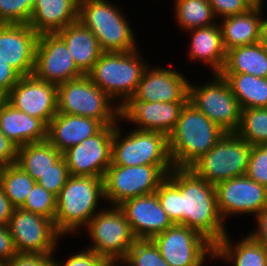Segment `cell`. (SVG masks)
Masks as SVG:
<instances>
[{
	"mask_svg": "<svg viewBox=\"0 0 267 266\" xmlns=\"http://www.w3.org/2000/svg\"><path fill=\"white\" fill-rule=\"evenodd\" d=\"M57 34L66 43L76 67L86 75L103 52L95 35L79 20Z\"/></svg>",
	"mask_w": 267,
	"mask_h": 266,
	"instance_id": "cell-26",
	"label": "cell"
},
{
	"mask_svg": "<svg viewBox=\"0 0 267 266\" xmlns=\"http://www.w3.org/2000/svg\"><path fill=\"white\" fill-rule=\"evenodd\" d=\"M0 266H8V261L0 259Z\"/></svg>",
	"mask_w": 267,
	"mask_h": 266,
	"instance_id": "cell-53",
	"label": "cell"
},
{
	"mask_svg": "<svg viewBox=\"0 0 267 266\" xmlns=\"http://www.w3.org/2000/svg\"><path fill=\"white\" fill-rule=\"evenodd\" d=\"M104 266H126V264L122 260H109L104 264Z\"/></svg>",
	"mask_w": 267,
	"mask_h": 266,
	"instance_id": "cell-51",
	"label": "cell"
},
{
	"mask_svg": "<svg viewBox=\"0 0 267 266\" xmlns=\"http://www.w3.org/2000/svg\"><path fill=\"white\" fill-rule=\"evenodd\" d=\"M33 75L59 85L84 74L76 67L64 40L57 33L38 36Z\"/></svg>",
	"mask_w": 267,
	"mask_h": 266,
	"instance_id": "cell-15",
	"label": "cell"
},
{
	"mask_svg": "<svg viewBox=\"0 0 267 266\" xmlns=\"http://www.w3.org/2000/svg\"><path fill=\"white\" fill-rule=\"evenodd\" d=\"M162 209L173 224H180V190L166 178L155 191Z\"/></svg>",
	"mask_w": 267,
	"mask_h": 266,
	"instance_id": "cell-38",
	"label": "cell"
},
{
	"mask_svg": "<svg viewBox=\"0 0 267 266\" xmlns=\"http://www.w3.org/2000/svg\"><path fill=\"white\" fill-rule=\"evenodd\" d=\"M229 84L241 109L267 108V78L243 73H219Z\"/></svg>",
	"mask_w": 267,
	"mask_h": 266,
	"instance_id": "cell-30",
	"label": "cell"
},
{
	"mask_svg": "<svg viewBox=\"0 0 267 266\" xmlns=\"http://www.w3.org/2000/svg\"><path fill=\"white\" fill-rule=\"evenodd\" d=\"M8 266H54L53 254H20L10 260Z\"/></svg>",
	"mask_w": 267,
	"mask_h": 266,
	"instance_id": "cell-43",
	"label": "cell"
},
{
	"mask_svg": "<svg viewBox=\"0 0 267 266\" xmlns=\"http://www.w3.org/2000/svg\"><path fill=\"white\" fill-rule=\"evenodd\" d=\"M121 125L120 118L113 130L111 165H173L166 134L138 129L124 134Z\"/></svg>",
	"mask_w": 267,
	"mask_h": 266,
	"instance_id": "cell-7",
	"label": "cell"
},
{
	"mask_svg": "<svg viewBox=\"0 0 267 266\" xmlns=\"http://www.w3.org/2000/svg\"><path fill=\"white\" fill-rule=\"evenodd\" d=\"M220 73H243L267 78V49L258 42L228 50Z\"/></svg>",
	"mask_w": 267,
	"mask_h": 266,
	"instance_id": "cell-29",
	"label": "cell"
},
{
	"mask_svg": "<svg viewBox=\"0 0 267 266\" xmlns=\"http://www.w3.org/2000/svg\"><path fill=\"white\" fill-rule=\"evenodd\" d=\"M261 8H250L246 13L220 20L225 51L259 42Z\"/></svg>",
	"mask_w": 267,
	"mask_h": 266,
	"instance_id": "cell-28",
	"label": "cell"
},
{
	"mask_svg": "<svg viewBox=\"0 0 267 266\" xmlns=\"http://www.w3.org/2000/svg\"><path fill=\"white\" fill-rule=\"evenodd\" d=\"M186 102H126L120 108L121 121L134 124V129L172 132Z\"/></svg>",
	"mask_w": 267,
	"mask_h": 266,
	"instance_id": "cell-20",
	"label": "cell"
},
{
	"mask_svg": "<svg viewBox=\"0 0 267 266\" xmlns=\"http://www.w3.org/2000/svg\"><path fill=\"white\" fill-rule=\"evenodd\" d=\"M136 239H152L173 226L154 193L128 199L119 205Z\"/></svg>",
	"mask_w": 267,
	"mask_h": 266,
	"instance_id": "cell-21",
	"label": "cell"
},
{
	"mask_svg": "<svg viewBox=\"0 0 267 266\" xmlns=\"http://www.w3.org/2000/svg\"><path fill=\"white\" fill-rule=\"evenodd\" d=\"M36 181L18 164L0 167V186L14 208H20Z\"/></svg>",
	"mask_w": 267,
	"mask_h": 266,
	"instance_id": "cell-33",
	"label": "cell"
},
{
	"mask_svg": "<svg viewBox=\"0 0 267 266\" xmlns=\"http://www.w3.org/2000/svg\"><path fill=\"white\" fill-rule=\"evenodd\" d=\"M264 10L265 8H261L259 43L267 49V16L264 15Z\"/></svg>",
	"mask_w": 267,
	"mask_h": 266,
	"instance_id": "cell-49",
	"label": "cell"
},
{
	"mask_svg": "<svg viewBox=\"0 0 267 266\" xmlns=\"http://www.w3.org/2000/svg\"><path fill=\"white\" fill-rule=\"evenodd\" d=\"M151 240L170 266H203L209 258L214 259V245L184 225L174 224Z\"/></svg>",
	"mask_w": 267,
	"mask_h": 266,
	"instance_id": "cell-12",
	"label": "cell"
},
{
	"mask_svg": "<svg viewBox=\"0 0 267 266\" xmlns=\"http://www.w3.org/2000/svg\"><path fill=\"white\" fill-rule=\"evenodd\" d=\"M167 178L180 190V225L198 231L215 246L229 233L217 208L215 185L189 168H173Z\"/></svg>",
	"mask_w": 267,
	"mask_h": 266,
	"instance_id": "cell-1",
	"label": "cell"
},
{
	"mask_svg": "<svg viewBox=\"0 0 267 266\" xmlns=\"http://www.w3.org/2000/svg\"><path fill=\"white\" fill-rule=\"evenodd\" d=\"M173 165H110L104 176V198L109 205L119 206L128 199L154 193Z\"/></svg>",
	"mask_w": 267,
	"mask_h": 266,
	"instance_id": "cell-9",
	"label": "cell"
},
{
	"mask_svg": "<svg viewBox=\"0 0 267 266\" xmlns=\"http://www.w3.org/2000/svg\"><path fill=\"white\" fill-rule=\"evenodd\" d=\"M215 188L217 208L224 222L241 214L255 217L267 205V188L247 175L220 182Z\"/></svg>",
	"mask_w": 267,
	"mask_h": 266,
	"instance_id": "cell-16",
	"label": "cell"
},
{
	"mask_svg": "<svg viewBox=\"0 0 267 266\" xmlns=\"http://www.w3.org/2000/svg\"><path fill=\"white\" fill-rule=\"evenodd\" d=\"M189 82L182 72L148 64L134 95L127 102H187Z\"/></svg>",
	"mask_w": 267,
	"mask_h": 266,
	"instance_id": "cell-17",
	"label": "cell"
},
{
	"mask_svg": "<svg viewBox=\"0 0 267 266\" xmlns=\"http://www.w3.org/2000/svg\"><path fill=\"white\" fill-rule=\"evenodd\" d=\"M72 254L63 261L56 259L54 257L56 255L54 252V266H104V264L108 261L105 257L98 255L92 249L87 247L83 250L81 249L80 252Z\"/></svg>",
	"mask_w": 267,
	"mask_h": 266,
	"instance_id": "cell-41",
	"label": "cell"
},
{
	"mask_svg": "<svg viewBox=\"0 0 267 266\" xmlns=\"http://www.w3.org/2000/svg\"><path fill=\"white\" fill-rule=\"evenodd\" d=\"M8 227L20 254H53L64 238L49 218L22 208H14Z\"/></svg>",
	"mask_w": 267,
	"mask_h": 266,
	"instance_id": "cell-13",
	"label": "cell"
},
{
	"mask_svg": "<svg viewBox=\"0 0 267 266\" xmlns=\"http://www.w3.org/2000/svg\"><path fill=\"white\" fill-rule=\"evenodd\" d=\"M104 125L97 119L56 113L47 126V140L60 152L97 134Z\"/></svg>",
	"mask_w": 267,
	"mask_h": 266,
	"instance_id": "cell-22",
	"label": "cell"
},
{
	"mask_svg": "<svg viewBox=\"0 0 267 266\" xmlns=\"http://www.w3.org/2000/svg\"><path fill=\"white\" fill-rule=\"evenodd\" d=\"M114 125L104 126L97 134L63 152L71 176L104 178L111 165Z\"/></svg>",
	"mask_w": 267,
	"mask_h": 266,
	"instance_id": "cell-14",
	"label": "cell"
},
{
	"mask_svg": "<svg viewBox=\"0 0 267 266\" xmlns=\"http://www.w3.org/2000/svg\"><path fill=\"white\" fill-rule=\"evenodd\" d=\"M18 147L0 130V167L17 162Z\"/></svg>",
	"mask_w": 267,
	"mask_h": 266,
	"instance_id": "cell-45",
	"label": "cell"
},
{
	"mask_svg": "<svg viewBox=\"0 0 267 266\" xmlns=\"http://www.w3.org/2000/svg\"><path fill=\"white\" fill-rule=\"evenodd\" d=\"M172 2H174V20L182 32L212 25L218 21L208 0H174Z\"/></svg>",
	"mask_w": 267,
	"mask_h": 266,
	"instance_id": "cell-32",
	"label": "cell"
},
{
	"mask_svg": "<svg viewBox=\"0 0 267 266\" xmlns=\"http://www.w3.org/2000/svg\"><path fill=\"white\" fill-rule=\"evenodd\" d=\"M254 221L257 227L248 233L267 247V205L254 217Z\"/></svg>",
	"mask_w": 267,
	"mask_h": 266,
	"instance_id": "cell-47",
	"label": "cell"
},
{
	"mask_svg": "<svg viewBox=\"0 0 267 266\" xmlns=\"http://www.w3.org/2000/svg\"><path fill=\"white\" fill-rule=\"evenodd\" d=\"M34 0H0V24H28Z\"/></svg>",
	"mask_w": 267,
	"mask_h": 266,
	"instance_id": "cell-37",
	"label": "cell"
},
{
	"mask_svg": "<svg viewBox=\"0 0 267 266\" xmlns=\"http://www.w3.org/2000/svg\"><path fill=\"white\" fill-rule=\"evenodd\" d=\"M138 49L128 52H102L86 74L120 108L134 95L143 71L149 64Z\"/></svg>",
	"mask_w": 267,
	"mask_h": 266,
	"instance_id": "cell-4",
	"label": "cell"
},
{
	"mask_svg": "<svg viewBox=\"0 0 267 266\" xmlns=\"http://www.w3.org/2000/svg\"><path fill=\"white\" fill-rule=\"evenodd\" d=\"M242 237L235 242L227 233L214 246V261L221 259L232 266H267V247L249 233Z\"/></svg>",
	"mask_w": 267,
	"mask_h": 266,
	"instance_id": "cell-27",
	"label": "cell"
},
{
	"mask_svg": "<svg viewBox=\"0 0 267 266\" xmlns=\"http://www.w3.org/2000/svg\"><path fill=\"white\" fill-rule=\"evenodd\" d=\"M225 133L187 101L181 109L176 126L168 135L169 153L174 168H189Z\"/></svg>",
	"mask_w": 267,
	"mask_h": 266,
	"instance_id": "cell-2",
	"label": "cell"
},
{
	"mask_svg": "<svg viewBox=\"0 0 267 266\" xmlns=\"http://www.w3.org/2000/svg\"><path fill=\"white\" fill-rule=\"evenodd\" d=\"M212 76V80L201 85L189 82L188 101L223 131L235 133L240 124L241 108L228 82L220 74Z\"/></svg>",
	"mask_w": 267,
	"mask_h": 266,
	"instance_id": "cell-11",
	"label": "cell"
},
{
	"mask_svg": "<svg viewBox=\"0 0 267 266\" xmlns=\"http://www.w3.org/2000/svg\"><path fill=\"white\" fill-rule=\"evenodd\" d=\"M84 227L91 240L87 248L109 260H123L137 240L119 206L102 207ZM105 208V209H104Z\"/></svg>",
	"mask_w": 267,
	"mask_h": 266,
	"instance_id": "cell-10",
	"label": "cell"
},
{
	"mask_svg": "<svg viewBox=\"0 0 267 266\" xmlns=\"http://www.w3.org/2000/svg\"><path fill=\"white\" fill-rule=\"evenodd\" d=\"M246 175L267 188V144L251 147Z\"/></svg>",
	"mask_w": 267,
	"mask_h": 266,
	"instance_id": "cell-39",
	"label": "cell"
},
{
	"mask_svg": "<svg viewBox=\"0 0 267 266\" xmlns=\"http://www.w3.org/2000/svg\"><path fill=\"white\" fill-rule=\"evenodd\" d=\"M20 208L49 218L54 222L56 196L36 182Z\"/></svg>",
	"mask_w": 267,
	"mask_h": 266,
	"instance_id": "cell-36",
	"label": "cell"
},
{
	"mask_svg": "<svg viewBox=\"0 0 267 266\" xmlns=\"http://www.w3.org/2000/svg\"><path fill=\"white\" fill-rule=\"evenodd\" d=\"M16 254L9 227L0 225V259L8 261Z\"/></svg>",
	"mask_w": 267,
	"mask_h": 266,
	"instance_id": "cell-46",
	"label": "cell"
},
{
	"mask_svg": "<svg viewBox=\"0 0 267 266\" xmlns=\"http://www.w3.org/2000/svg\"><path fill=\"white\" fill-rule=\"evenodd\" d=\"M102 200L105 201L103 178L70 175L56 197V230L63 237L82 234L80 231L99 211Z\"/></svg>",
	"mask_w": 267,
	"mask_h": 266,
	"instance_id": "cell-3",
	"label": "cell"
},
{
	"mask_svg": "<svg viewBox=\"0 0 267 266\" xmlns=\"http://www.w3.org/2000/svg\"><path fill=\"white\" fill-rule=\"evenodd\" d=\"M0 130L18 148L47 140V126L40 119L15 109L6 100L0 107Z\"/></svg>",
	"mask_w": 267,
	"mask_h": 266,
	"instance_id": "cell-25",
	"label": "cell"
},
{
	"mask_svg": "<svg viewBox=\"0 0 267 266\" xmlns=\"http://www.w3.org/2000/svg\"><path fill=\"white\" fill-rule=\"evenodd\" d=\"M20 77L11 65L0 59V94L6 97Z\"/></svg>",
	"mask_w": 267,
	"mask_h": 266,
	"instance_id": "cell-44",
	"label": "cell"
},
{
	"mask_svg": "<svg viewBox=\"0 0 267 266\" xmlns=\"http://www.w3.org/2000/svg\"><path fill=\"white\" fill-rule=\"evenodd\" d=\"M79 0H34L28 23L38 34L57 33L78 20Z\"/></svg>",
	"mask_w": 267,
	"mask_h": 266,
	"instance_id": "cell-24",
	"label": "cell"
},
{
	"mask_svg": "<svg viewBox=\"0 0 267 266\" xmlns=\"http://www.w3.org/2000/svg\"><path fill=\"white\" fill-rule=\"evenodd\" d=\"M251 147L236 133H225L189 169L197 177L216 186L225 180L246 175Z\"/></svg>",
	"mask_w": 267,
	"mask_h": 266,
	"instance_id": "cell-8",
	"label": "cell"
},
{
	"mask_svg": "<svg viewBox=\"0 0 267 266\" xmlns=\"http://www.w3.org/2000/svg\"><path fill=\"white\" fill-rule=\"evenodd\" d=\"M252 8H264L266 4H264L265 0H245Z\"/></svg>",
	"mask_w": 267,
	"mask_h": 266,
	"instance_id": "cell-50",
	"label": "cell"
},
{
	"mask_svg": "<svg viewBox=\"0 0 267 266\" xmlns=\"http://www.w3.org/2000/svg\"><path fill=\"white\" fill-rule=\"evenodd\" d=\"M6 101L48 126L57 113V85L34 75L21 76L6 96Z\"/></svg>",
	"mask_w": 267,
	"mask_h": 266,
	"instance_id": "cell-18",
	"label": "cell"
},
{
	"mask_svg": "<svg viewBox=\"0 0 267 266\" xmlns=\"http://www.w3.org/2000/svg\"><path fill=\"white\" fill-rule=\"evenodd\" d=\"M38 36L28 24H0V59L21 76L33 75Z\"/></svg>",
	"mask_w": 267,
	"mask_h": 266,
	"instance_id": "cell-19",
	"label": "cell"
},
{
	"mask_svg": "<svg viewBox=\"0 0 267 266\" xmlns=\"http://www.w3.org/2000/svg\"><path fill=\"white\" fill-rule=\"evenodd\" d=\"M5 100H6V97L0 94V107L2 106Z\"/></svg>",
	"mask_w": 267,
	"mask_h": 266,
	"instance_id": "cell-52",
	"label": "cell"
},
{
	"mask_svg": "<svg viewBox=\"0 0 267 266\" xmlns=\"http://www.w3.org/2000/svg\"><path fill=\"white\" fill-rule=\"evenodd\" d=\"M251 146L267 144V108L241 109L240 124L235 132Z\"/></svg>",
	"mask_w": 267,
	"mask_h": 266,
	"instance_id": "cell-34",
	"label": "cell"
},
{
	"mask_svg": "<svg viewBox=\"0 0 267 266\" xmlns=\"http://www.w3.org/2000/svg\"><path fill=\"white\" fill-rule=\"evenodd\" d=\"M122 261L126 266H170L151 239H137Z\"/></svg>",
	"mask_w": 267,
	"mask_h": 266,
	"instance_id": "cell-35",
	"label": "cell"
},
{
	"mask_svg": "<svg viewBox=\"0 0 267 266\" xmlns=\"http://www.w3.org/2000/svg\"><path fill=\"white\" fill-rule=\"evenodd\" d=\"M14 207L0 186V225L8 226Z\"/></svg>",
	"mask_w": 267,
	"mask_h": 266,
	"instance_id": "cell-48",
	"label": "cell"
},
{
	"mask_svg": "<svg viewBox=\"0 0 267 266\" xmlns=\"http://www.w3.org/2000/svg\"><path fill=\"white\" fill-rule=\"evenodd\" d=\"M213 14L218 20L246 13L252 8L245 0H208Z\"/></svg>",
	"mask_w": 267,
	"mask_h": 266,
	"instance_id": "cell-42",
	"label": "cell"
},
{
	"mask_svg": "<svg viewBox=\"0 0 267 266\" xmlns=\"http://www.w3.org/2000/svg\"><path fill=\"white\" fill-rule=\"evenodd\" d=\"M69 176L70 173L66 164V160L62 156L53 165V168L41 175L36 182L57 197L60 193V190L66 184Z\"/></svg>",
	"mask_w": 267,
	"mask_h": 266,
	"instance_id": "cell-40",
	"label": "cell"
},
{
	"mask_svg": "<svg viewBox=\"0 0 267 266\" xmlns=\"http://www.w3.org/2000/svg\"><path fill=\"white\" fill-rule=\"evenodd\" d=\"M120 7L108 0H79L78 20L92 31L103 52H128L139 46Z\"/></svg>",
	"mask_w": 267,
	"mask_h": 266,
	"instance_id": "cell-5",
	"label": "cell"
},
{
	"mask_svg": "<svg viewBox=\"0 0 267 266\" xmlns=\"http://www.w3.org/2000/svg\"><path fill=\"white\" fill-rule=\"evenodd\" d=\"M63 156L48 140L25 144L18 148L17 162L35 181L53 168Z\"/></svg>",
	"mask_w": 267,
	"mask_h": 266,
	"instance_id": "cell-31",
	"label": "cell"
},
{
	"mask_svg": "<svg viewBox=\"0 0 267 266\" xmlns=\"http://www.w3.org/2000/svg\"><path fill=\"white\" fill-rule=\"evenodd\" d=\"M215 24L199 27L186 32L191 36L188 60L199 61L210 67L213 74H219L225 64L226 51L223 47L220 26Z\"/></svg>",
	"mask_w": 267,
	"mask_h": 266,
	"instance_id": "cell-23",
	"label": "cell"
},
{
	"mask_svg": "<svg viewBox=\"0 0 267 266\" xmlns=\"http://www.w3.org/2000/svg\"><path fill=\"white\" fill-rule=\"evenodd\" d=\"M57 113L91 117L104 126L120 121V107L87 75L57 85Z\"/></svg>",
	"mask_w": 267,
	"mask_h": 266,
	"instance_id": "cell-6",
	"label": "cell"
}]
</instances>
